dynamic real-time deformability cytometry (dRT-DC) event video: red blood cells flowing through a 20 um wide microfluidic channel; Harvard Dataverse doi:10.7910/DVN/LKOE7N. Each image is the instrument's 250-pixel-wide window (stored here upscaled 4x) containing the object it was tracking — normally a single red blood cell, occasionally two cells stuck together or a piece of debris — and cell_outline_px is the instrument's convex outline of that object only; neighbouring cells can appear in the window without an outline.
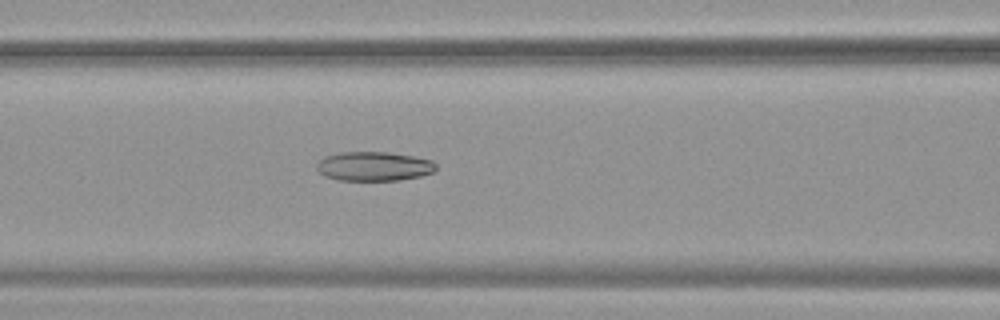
{"species": "common noctule bat (a hibernating species)", "species_latin": "Nyctalus noctula", "temperature_condition": "warm", "stored_images_in_passage": 54, "camera_frame_rate_fps": 3000, "um_per_image_px": 0.085, "animal": {"sex": "female", "body_mass_g": 19.9}, "frame": {"image": 1, "passage_image": 24, "time_ms": 7.667, "image_size_px": [1000, 320], "cell_outline_px": [[436, 168], [432, 172], [420, 176], [400, 180], [336, 180], [324, 176], [316, 168], [316, 164], [324, 156], [340, 152], [388, 152], [416, 156], [432, 160], [436, 164]], "centroid_in_image_um": [31.77, 14.13], "position_along_channel_um": 134.8, "area_um2": 20.46}}
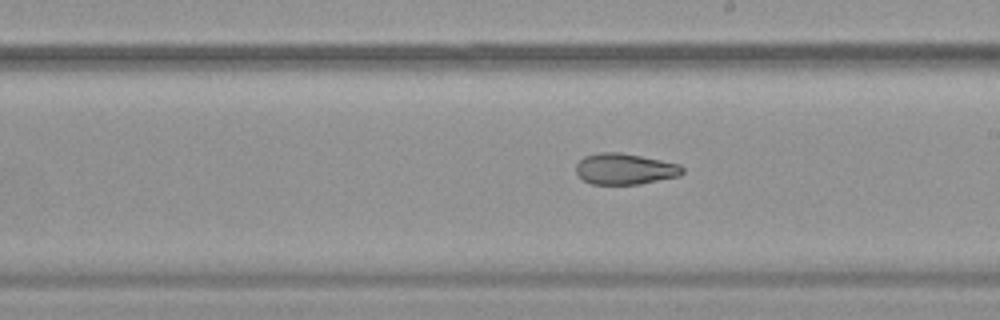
{"frame": {"image": 2, "passage_image": 32, "time_ms": 10.333, "image_size_px": [1000, 320], "cell_outline_px": [[684, 172], [680, 176], [640, 184], [592, 184], [584, 180], [576, 172], [576, 164], [584, 156], [600, 152], [620, 152], [680, 164], [684, 168]], "centroid_in_image_um": [53.13, 14.36], "position_along_channel_um": 235.9, "area_um2": 19.25}}
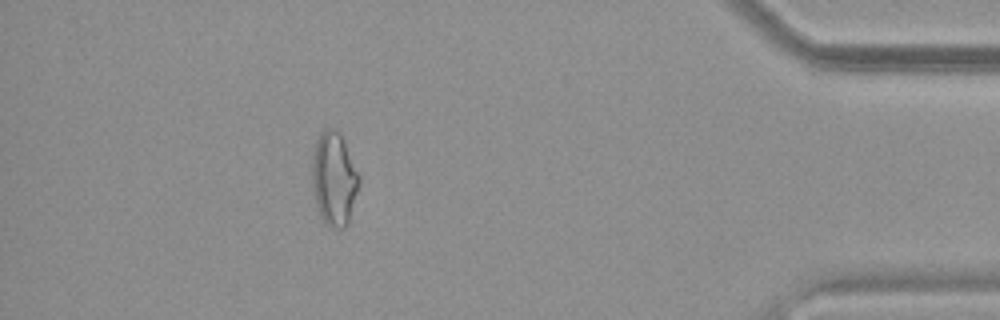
{"frame": {"image": 3, "passage_image": 49, "time_ms": 16.0, "image_size_px": [1000, 320], "cell_outline_px": [[360, 184], [348, 224], [344, 228], [332, 228], [324, 224], [320, 216], [312, 192], [312, 152], [316, 140], [320, 132], [324, 128], [336, 128], [340, 132], [344, 140], [360, 176]], "centroid_in_image_um": [28.38, 15.19], "position_along_channel_um": 406.8, "area_um2": 26.24}, "authors_computed_cell_mechanics": {"area_um2": 24.7095, "velocity_mm_per_s": 3.8021, "shape_relaxation_time_tau1_ms": null, "shape_relaxation_time_tau2_ms": 3.1583, "deformation_change_tau1": null, "deformation_change_tau2": 0.1057}}